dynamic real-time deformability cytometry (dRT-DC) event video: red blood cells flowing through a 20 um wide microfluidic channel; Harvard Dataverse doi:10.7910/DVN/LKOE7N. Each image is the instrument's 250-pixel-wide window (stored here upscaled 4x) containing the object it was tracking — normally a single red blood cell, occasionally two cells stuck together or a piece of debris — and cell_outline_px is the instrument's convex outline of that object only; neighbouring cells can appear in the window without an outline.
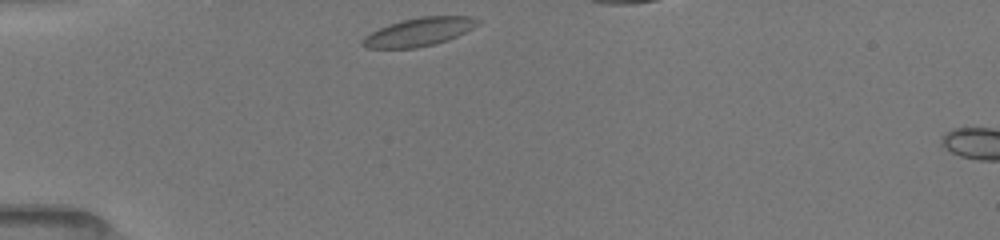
{"species": "common noctule bat (a hibernating species)", "species_latin": "Nyctalus noctula", "temperature_condition": "room temperature", "stored_images_in_passage": 36, "camera_frame_rate_fps": 3000, "um_per_image_px": 0.085, "animal": {"sex": "female", "body_mass_g": 19.5, "forearm_length_mm": 54.1}, "frame": {"image": 1, "passage_image": 1, "time_ms": 0.0, "image_size_px": [1000, 240], "cell_outline_px": [[480, 24], [448, 40], [416, 48], [364, 48], [360, 44], [360, 40], [364, 36], [388, 24], [420, 16], [472, 16], [480, 20]], "centroid_in_image_um": [35.59, 2.71], "position_along_channel_um": 49.4, "area_um2": 18.96}}
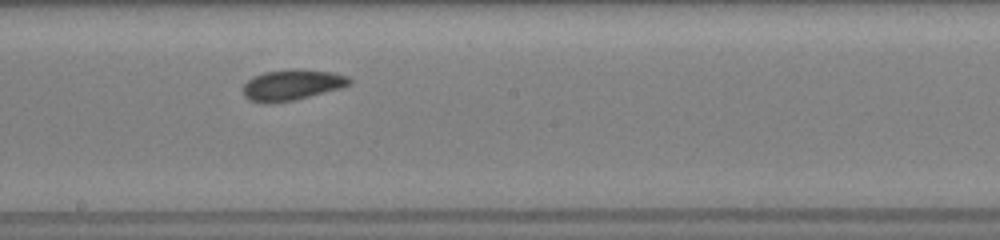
{"frame": {"image": 2, "passage_image": 20, "time_ms": 5.0, "image_size_px": [1000, 240], "cell_outline_px": [[352, 84], [340, 88], [292, 100], [264, 104], [248, 100], [244, 96], [244, 84], [252, 76], [264, 72], [296, 68], [332, 72], [348, 76], [352, 80]], "centroid_in_image_um": [24.8, 7.2], "position_along_channel_um": 223.4, "area_um2": 19.07}}
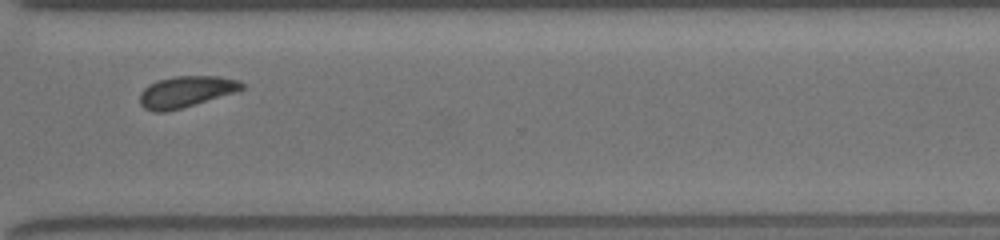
{"frame": {"image": 3, "passage_image": 35, "time_ms": 8.333, "image_size_px": [1000, 240], "cell_outline_px": [[244, 88], [236, 92], [180, 108], [164, 112], [152, 112], [144, 108], [140, 104], [140, 92], [148, 84], [172, 76], [216, 76], [236, 80], [244, 84]], "centroid_in_image_um": [15.76, 7.79], "position_along_channel_um": 354.8, "area_um2": 18.38}}